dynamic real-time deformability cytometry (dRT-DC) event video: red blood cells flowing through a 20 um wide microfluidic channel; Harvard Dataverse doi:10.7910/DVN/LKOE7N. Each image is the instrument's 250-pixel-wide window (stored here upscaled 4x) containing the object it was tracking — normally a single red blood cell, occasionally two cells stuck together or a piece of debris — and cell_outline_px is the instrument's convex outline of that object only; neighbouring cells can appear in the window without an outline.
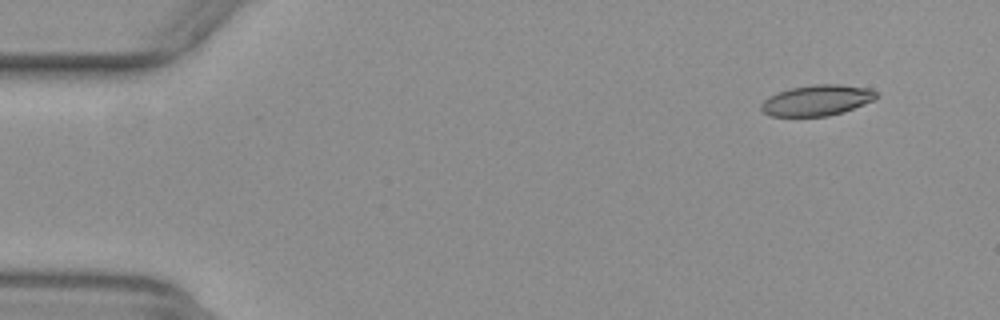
{"species": "common noctule bat (a hibernating species)", "species_latin": "Nyctalus noctula", "temperature_condition": "warm", "stored_images_in_passage": 11, "camera_frame_rate_fps": 3000, "um_per_image_px": 0.085, "animal": {"sex": "female", "body_mass_g": 29.2, "forearm_length_mm": 56.3}, "frame": {"image": 1, "passage_image": 5, "time_ms": 1.333, "image_size_px": [1000, 320], "cell_outline_px": [[880, 96], [876, 100], [844, 112], [828, 116], [768, 116], [760, 108], [760, 104], [768, 96], [792, 88], [812, 84], [840, 84], [868, 88], [876, 92]], "centroid_in_image_um": [69.47, 8.53], "position_along_channel_um": 15.5, "area_um2": 20.81}}